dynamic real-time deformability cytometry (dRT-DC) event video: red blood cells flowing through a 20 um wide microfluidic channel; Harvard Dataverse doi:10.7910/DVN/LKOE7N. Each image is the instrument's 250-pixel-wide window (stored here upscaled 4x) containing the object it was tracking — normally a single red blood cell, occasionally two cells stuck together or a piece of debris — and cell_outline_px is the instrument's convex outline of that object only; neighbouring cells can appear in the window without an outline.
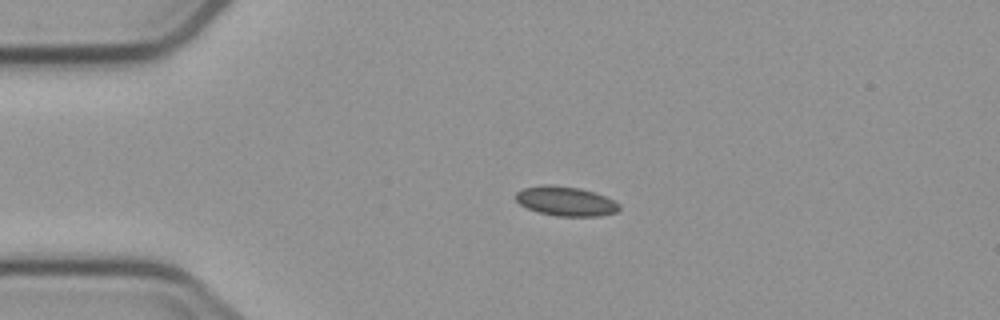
{"species": "common noctule bat (a hibernating species)", "species_latin": "Nyctalus noctula", "temperature_condition": "cold", "stored_images_in_passage": 5, "camera_frame_rate_fps": 3000, "um_per_image_px": 0.085, "animal": {"sex": "male", "body_mass_g": 23.1, "forearm_length_mm": 52.7}, "frame": {"image": 1, "passage_image": 4, "time_ms": 3.333, "image_size_px": [1000, 320], "cell_outline_px": [[620, 208], [616, 212], [596, 216], [556, 216], [540, 212], [528, 208], [520, 204], [516, 200], [516, 192], [524, 188], [544, 184], [552, 184], [580, 188], [604, 196], [620, 204]], "centroid_in_image_um": [48.07, 17.09], "position_along_channel_um": 36.9, "area_um2": 17.57}}